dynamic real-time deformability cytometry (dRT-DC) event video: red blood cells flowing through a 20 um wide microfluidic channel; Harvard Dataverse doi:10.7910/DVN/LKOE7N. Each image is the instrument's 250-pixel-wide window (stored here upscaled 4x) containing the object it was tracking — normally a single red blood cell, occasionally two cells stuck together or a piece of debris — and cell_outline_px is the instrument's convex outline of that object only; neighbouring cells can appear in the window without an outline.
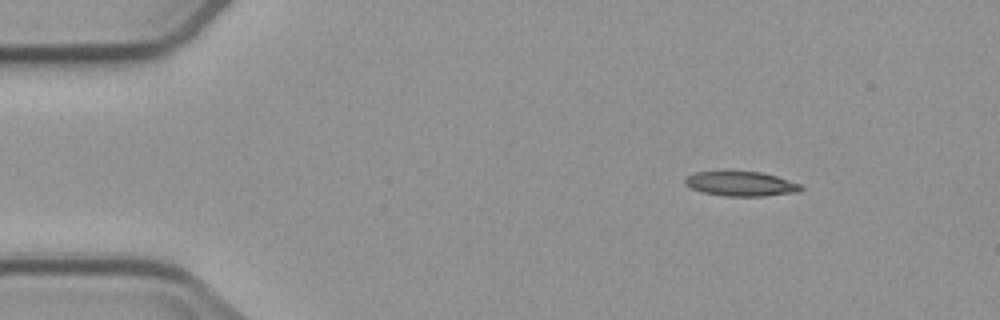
{"species": "common noctule bat (a hibernating species)", "species_latin": "Nyctalus noctula", "temperature_condition": "cold", "stored_images_in_passage": 6, "camera_frame_rate_fps": 3000, "um_per_image_px": 0.085, "animal": {"sex": "male", "body_mass_g": 23.1, "forearm_length_mm": 52.7}, "frame": {"image": 1, "passage_image": 1, "time_ms": 0.0, "image_size_px": [1000, 320], "cell_outline_px": [[804, 188], [800, 192], [764, 196], [724, 196], [704, 192], [692, 188], [684, 184], [684, 180], [688, 176], [696, 172], [760, 172], [776, 176], [800, 184]], "centroid_in_image_um": [63.01, 15.64], "position_along_channel_um": 22.0, "area_um2": 16.42}}
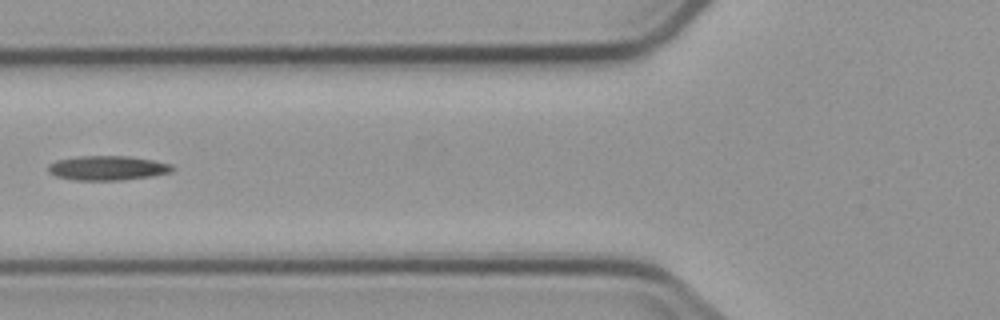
{"frame": {"image": 2, "passage_image": 5, "time_ms": 4.667, "image_size_px": [1000, 320], "cell_outline_px": [[176, 168], [172, 172], [152, 176], [120, 180], [76, 180], [56, 176], [48, 172], [48, 164], [56, 160], [76, 156], [128, 156], [152, 160], [172, 164]], "centroid_in_image_um": [9.14, 14.27], "position_along_channel_um": 116.7, "area_um2": 17.8}}
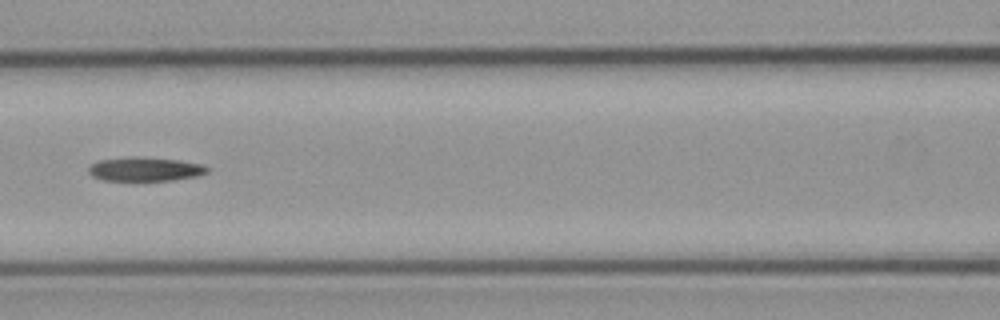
{"frame": {"image": 3, "passage_image": 6, "time_ms": 5.667, "image_size_px": [1000, 320], "cell_outline_px": [[208, 172], [196, 176], [172, 180], [104, 180], [92, 176], [88, 172], [88, 168], [92, 164], [100, 160], [180, 160], [200, 164], [208, 168]], "centroid_in_image_um": [12.36, 14.44], "position_along_channel_um": 154.2, "area_um2": 15.2}}